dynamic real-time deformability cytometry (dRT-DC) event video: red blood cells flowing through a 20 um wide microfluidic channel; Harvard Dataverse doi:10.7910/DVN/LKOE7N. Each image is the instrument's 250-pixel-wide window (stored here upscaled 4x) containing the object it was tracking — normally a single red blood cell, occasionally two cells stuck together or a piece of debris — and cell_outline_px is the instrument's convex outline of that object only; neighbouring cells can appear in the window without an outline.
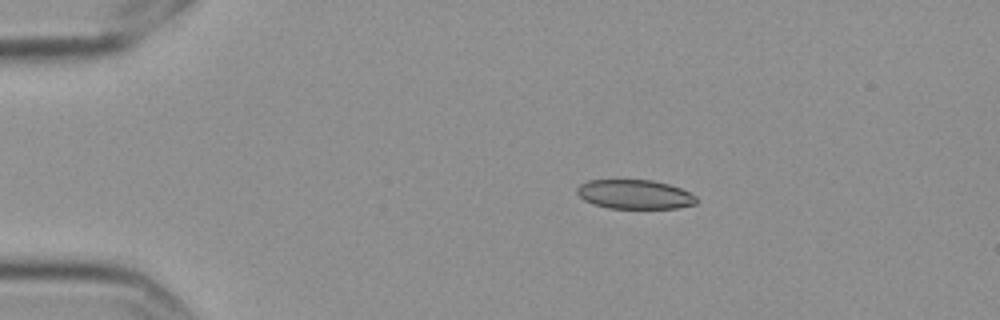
{"species": "Egyptian fruit bat (a non-hibernating species)", "species_latin": "Rousettus aegyptiacus", "temperature_condition": "cold", "stored_images_in_passage": 56, "camera_frame_rate_fps": 3000, "um_per_image_px": 0.085, "frame": {"image": 1, "passage_image": 9, "time_ms": 2.667, "image_size_px": [1000, 320], "cell_outline_px": [[696, 204], [676, 208], [608, 208], [592, 204], [584, 200], [576, 192], [576, 188], [580, 184], [588, 180], [652, 180], [668, 184], [680, 188], [696, 196]], "centroid_in_image_um": [53.92, 16.52], "position_along_channel_um": 31.1, "area_um2": 20.29}}
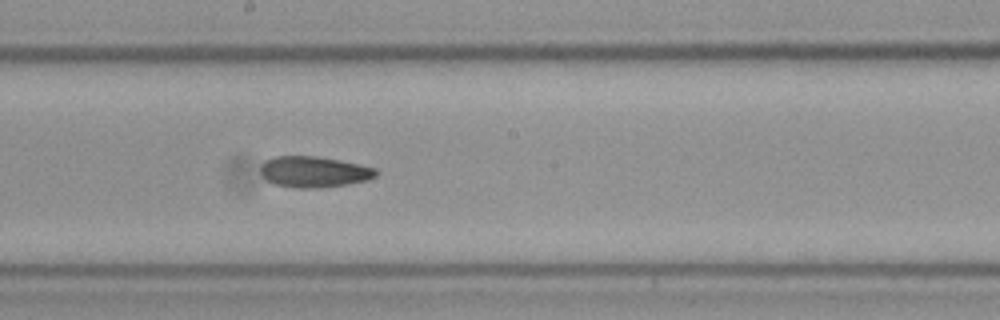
{"frame": {"image": 2, "passage_image": 30, "time_ms": 9.667, "image_size_px": [1000, 320], "cell_outline_px": [[380, 172], [376, 176], [368, 180], [348, 184], [320, 188], [296, 188], [272, 184], [260, 172], [260, 164], [264, 160], [276, 156], [316, 156], [340, 160], [376, 168]], "centroid_in_image_um": [26.69, 14.61], "position_along_channel_um": 221.5, "area_um2": 21.1}}
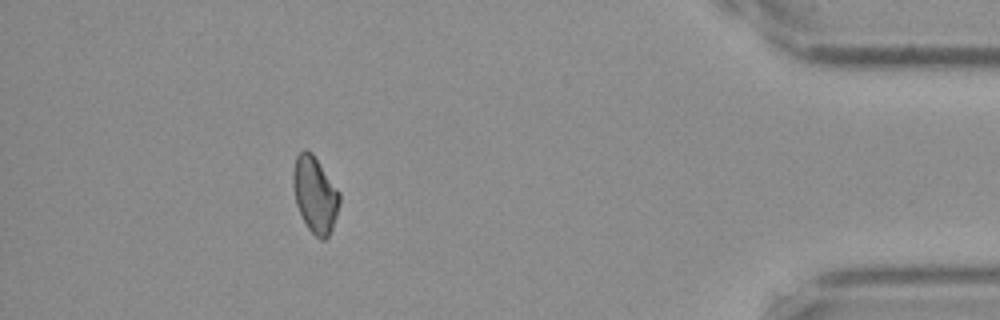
{"frame": {"image": 3, "passage_image": 50, "time_ms": 16.333, "image_size_px": [1000, 320], "cell_outline_px": [[340, 204], [332, 228], [328, 236], [324, 240], [320, 240], [308, 228], [296, 204], [292, 180], [292, 176], [296, 156], [304, 148], [312, 152], [340, 192]], "centroid_in_image_um": [26.78, 16.52], "position_along_channel_um": 408.4, "area_um2": 20.52}}